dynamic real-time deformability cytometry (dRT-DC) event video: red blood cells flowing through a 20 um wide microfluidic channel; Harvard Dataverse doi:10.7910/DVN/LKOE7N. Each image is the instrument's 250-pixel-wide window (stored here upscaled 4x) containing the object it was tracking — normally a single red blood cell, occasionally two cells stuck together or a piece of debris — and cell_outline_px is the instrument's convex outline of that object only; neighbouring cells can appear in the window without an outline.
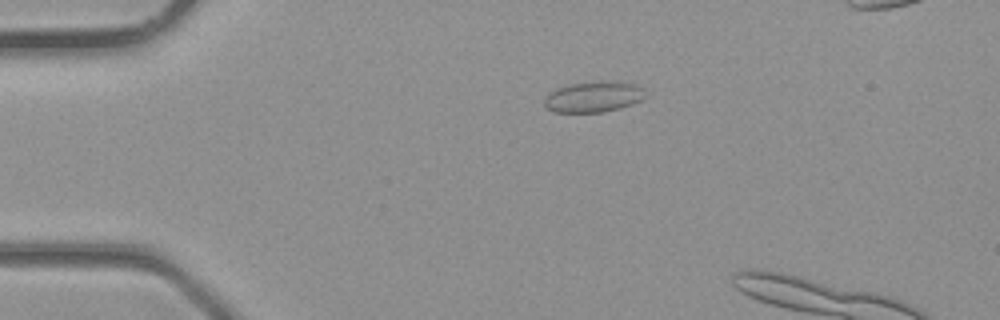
{"species": "common noctule bat (a hibernating species)", "species_latin": "Nyctalus noctula", "temperature_condition": "room temperature", "stored_images_in_passage": 3, "camera_frame_rate_fps": 3000, "um_per_image_px": 0.085, "animal": {"sex": "male", "body_mass_g": 23.1, "forearm_length_mm": 52.7}, "frame": {"image": 1, "passage_image": 3, "time_ms": 0.667, "image_size_px": [1000, 320], "cell_outline_px": [[648, 96], [632, 104], [620, 108], [604, 112], [556, 112], [548, 108], [544, 104], [544, 100], [548, 92], [572, 84], [636, 84]], "centroid_in_image_um": [50.42, 8.3], "position_along_channel_um": 34.6, "area_um2": 17.05}}